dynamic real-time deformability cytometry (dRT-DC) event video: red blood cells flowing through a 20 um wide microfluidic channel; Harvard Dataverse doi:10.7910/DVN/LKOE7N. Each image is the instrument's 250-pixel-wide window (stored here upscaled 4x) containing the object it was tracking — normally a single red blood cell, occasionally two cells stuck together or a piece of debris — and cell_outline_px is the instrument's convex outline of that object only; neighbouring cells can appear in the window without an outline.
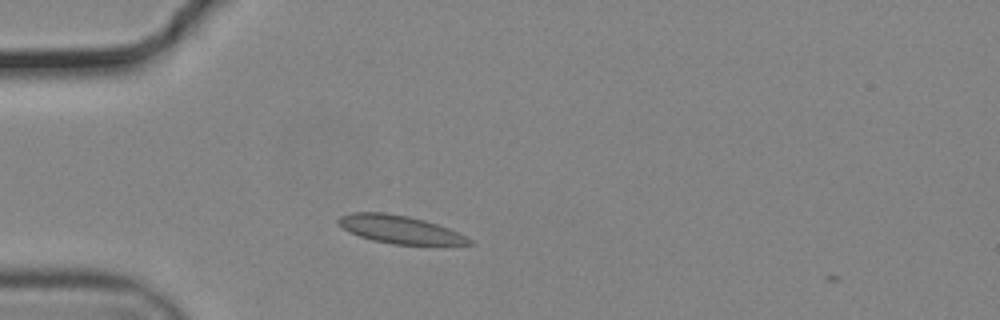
{"species": "common noctule bat (a hibernating species)", "species_latin": "Nyctalus noctula", "temperature_condition": "cold", "stored_images_in_passage": 37, "camera_frame_rate_fps": 3000, "um_per_image_px": 0.085, "animal": {"sex": "male", "body_mass_g": 19.2, "forearm_length_mm": 51.8}, "frame": {"image": 1, "passage_image": 1, "time_ms": 0.0, "image_size_px": [1000, 320], "cell_outline_px": [[472, 244], [392, 244], [372, 240], [348, 232], [336, 220], [340, 216], [352, 212], [384, 212], [408, 216], [424, 220], [448, 228], [472, 240]], "centroid_in_image_um": [33.92, 19.49], "position_along_channel_um": 51.1, "area_um2": 20.92}}
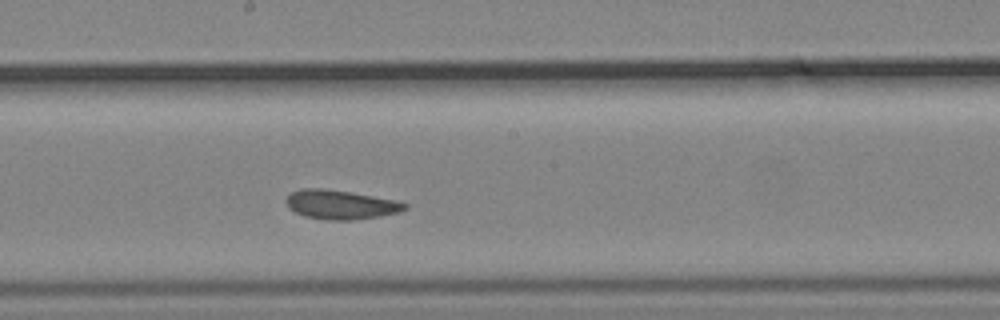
{"frame": {"image": 2, "passage_image": 16, "time_ms": 5.0, "image_size_px": [1000, 320], "cell_outline_px": [[408, 208], [400, 212], [380, 216], [352, 220], [328, 220], [304, 216], [288, 208], [284, 200], [292, 192], [304, 188], [320, 188], [348, 192], [396, 200], [408, 204]], "centroid_in_image_um": [28.95, 17.4], "position_along_channel_um": 219.2, "area_um2": 20.06}}
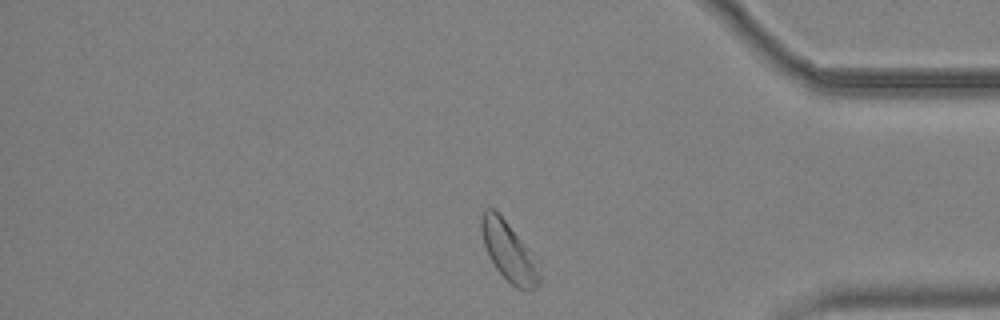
{"frame": {"image": 3, "passage_image": 32, "time_ms": 10.333, "image_size_px": [1000, 320], "cell_outline_px": [[540, 280], [536, 288], [524, 292], [516, 288], [496, 268], [484, 244], [480, 228], [480, 216], [484, 208], [492, 208], [504, 220], [540, 260]], "centroid_in_image_um": [43.3, 21.42], "position_along_channel_um": 391.9, "area_um2": 20.17}}